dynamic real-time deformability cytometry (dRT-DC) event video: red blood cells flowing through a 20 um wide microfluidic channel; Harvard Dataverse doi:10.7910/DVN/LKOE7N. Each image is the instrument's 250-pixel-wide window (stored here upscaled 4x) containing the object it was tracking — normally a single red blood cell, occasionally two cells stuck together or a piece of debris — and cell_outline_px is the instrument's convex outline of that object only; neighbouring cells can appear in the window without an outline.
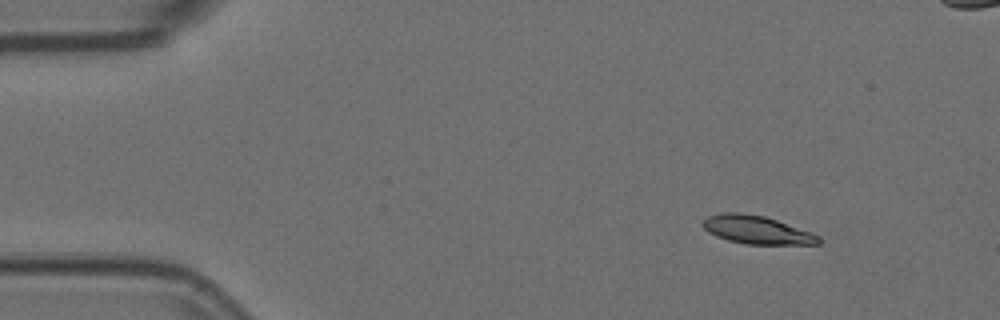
{"species": "Egyptian fruit bat (a non-hibernating species)", "species_latin": "Rousettus aegyptiacus", "temperature_condition": "room temperature", "stored_images_in_passage": 5, "camera_frame_rate_fps": 3000, "um_per_image_px": 0.085, "animal": {"sex": "female"}, "frame": {"image": 1, "passage_image": 1, "time_ms": 0.0, "image_size_px": [1000, 320], "cell_outline_px": [[820, 244], [744, 244], [728, 240], [716, 236], [708, 232], [700, 224], [708, 216], [724, 212], [740, 212], [764, 216], [812, 232], [820, 236]], "centroid_in_image_um": [64.31, 19.53], "position_along_channel_um": 20.7, "area_um2": 19.02}}
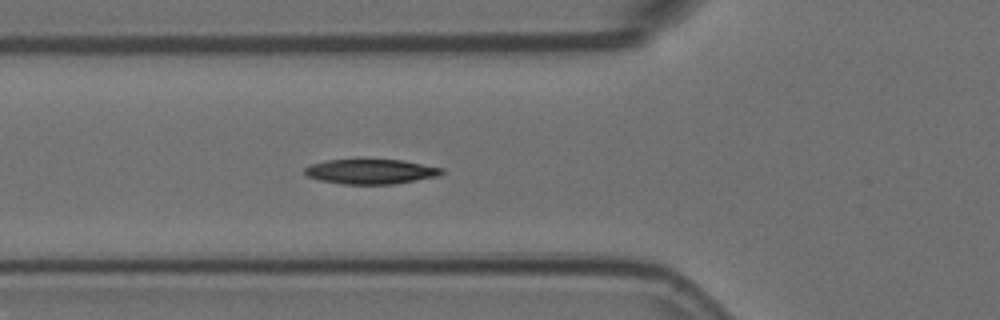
{"frame": {"image": 2, "passage_image": 5, "time_ms": 1.333, "image_size_px": [1000, 320], "cell_outline_px": [[444, 172], [440, 176], [392, 184], [344, 184], [320, 180], [308, 176], [304, 172], [304, 168], [312, 164], [324, 160], [356, 156], [360, 156], [400, 160], [444, 168]], "centroid_in_image_um": [31.49, 14.52], "position_along_channel_um": 94.3, "area_um2": 20.81}}